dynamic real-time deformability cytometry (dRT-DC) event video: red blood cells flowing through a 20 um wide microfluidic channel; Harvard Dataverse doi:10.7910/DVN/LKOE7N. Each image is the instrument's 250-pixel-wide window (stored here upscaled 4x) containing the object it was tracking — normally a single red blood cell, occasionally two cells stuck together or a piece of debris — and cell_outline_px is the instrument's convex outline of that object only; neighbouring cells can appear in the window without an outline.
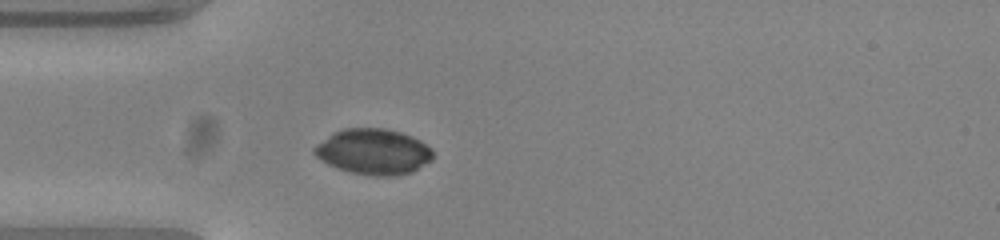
{"species": "common noctule bat (a hibernating species)", "species_latin": "Nyctalus noctula", "temperature_condition": "warm", "stored_images_in_passage": 29, "camera_frame_rate_fps": 3000, "um_per_image_px": 0.085, "animal": {"sex": "female", "body_mass_g": 23.0, "forearm_length_mm": 53.4}, "frame": {"image": 1, "passage_image": 1, "time_ms": 0.0, "image_size_px": [1000, 240], "cell_outline_px": [[432, 160], [412, 172], [388, 176], [376, 176], [352, 172], [336, 168], [328, 164], [316, 156], [312, 152], [312, 148], [316, 144], [332, 132], [344, 128], [384, 128], [400, 132], [412, 136], [420, 140], [432, 148]], "centroid_in_image_um": [31.72, 12.88], "position_along_channel_um": 53.3, "area_um2": 31.62}}
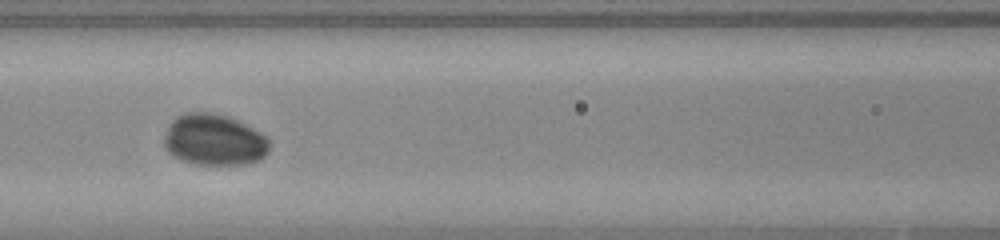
{"frame": {"image": 2, "passage_image": 9, "time_ms": 2.667, "image_size_px": [1000, 240], "cell_outline_px": [[268, 152], [260, 160], [244, 164], [196, 164], [184, 160], [168, 152], [164, 148], [164, 136], [168, 124], [176, 116], [184, 112], [208, 112], [228, 116], [260, 132], [268, 140]], "centroid_in_image_um": [18.16, 11.87], "position_along_channel_um": 148.4, "area_um2": 31.33}}
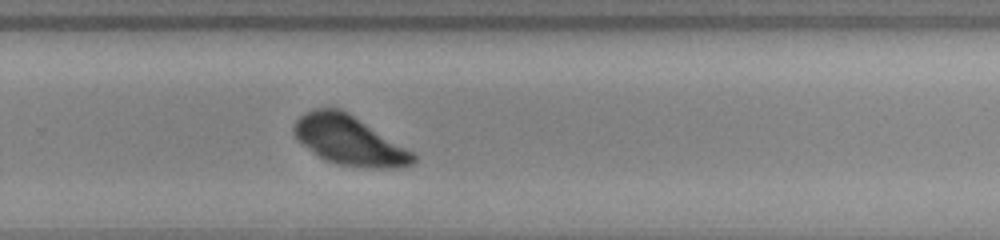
{"frame": {"image": 3, "passage_image": 21, "time_ms": 6.667, "image_size_px": [1000, 240], "cell_outline_px": [[416, 160], [412, 164], [400, 168], [372, 168], [340, 164], [324, 160], [304, 144], [292, 132], [292, 128], [296, 120], [304, 112], [316, 108], [340, 108], [348, 112], [412, 152], [416, 156]], "centroid_in_image_um": [29.68, 11.93], "position_along_channel_um": 300.1, "area_um2": 33.7}}